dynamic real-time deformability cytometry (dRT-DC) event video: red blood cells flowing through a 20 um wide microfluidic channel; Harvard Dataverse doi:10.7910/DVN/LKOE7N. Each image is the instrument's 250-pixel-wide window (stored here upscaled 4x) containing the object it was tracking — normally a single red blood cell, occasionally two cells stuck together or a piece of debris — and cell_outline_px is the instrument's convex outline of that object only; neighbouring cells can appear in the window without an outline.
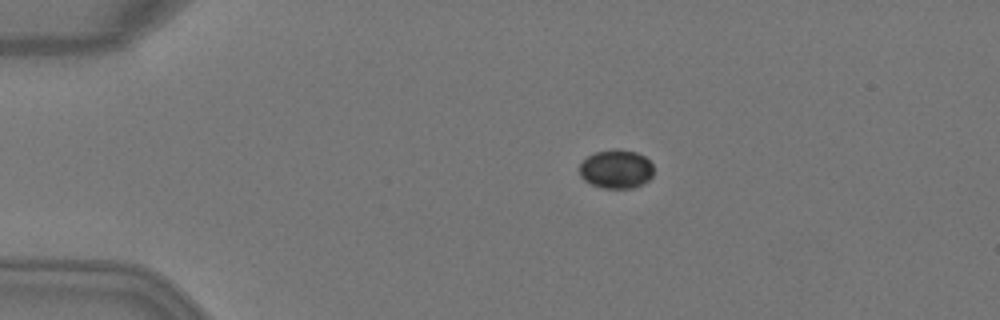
{"species": "Egyptian fruit bat (a non-hibernating species)", "species_latin": "Rousettus aegyptiacus", "temperature_condition": "warm", "stored_images_in_passage": 5, "camera_frame_rate_fps": 3000, "um_per_image_px": 0.085, "animal": {"sex": "female"}, "frame": {"image": 1, "passage_image": 4, "time_ms": 1.0, "image_size_px": [1000, 320], "cell_outline_px": [[652, 176], [644, 184], [632, 188], [604, 188], [592, 184], [584, 180], [580, 176], [580, 164], [588, 156], [596, 152], [612, 148], [620, 148], [636, 152], [644, 156], [652, 164]], "centroid_in_image_um": [52.38, 14.36], "position_along_channel_um": 32.6, "area_um2": 16.82}}